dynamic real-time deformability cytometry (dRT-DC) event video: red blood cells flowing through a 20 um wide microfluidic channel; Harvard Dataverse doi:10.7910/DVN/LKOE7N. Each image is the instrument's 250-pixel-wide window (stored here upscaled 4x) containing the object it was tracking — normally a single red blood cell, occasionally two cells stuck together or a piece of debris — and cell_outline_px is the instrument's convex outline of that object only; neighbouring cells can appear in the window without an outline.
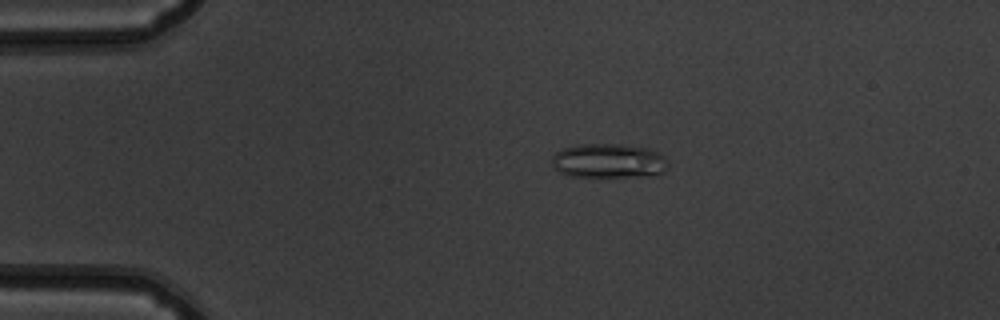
{"species": "common noctule bat (a hibernating species)", "species_latin": "Nyctalus noctula", "temperature_condition": "warm", "stored_images_in_passage": 51, "camera_frame_rate_fps": 3000, "um_per_image_px": 0.085, "animal": {"sex": "male", "body_mass_g": 19.5, "forearm_length_mm": 54.6}, "frame": {"image": 1, "passage_image": 10, "time_ms": 3.0, "image_size_px": [1000, 320], "cell_outline_px": [[668, 168], [664, 172], [632, 176], [572, 176], [560, 172], [552, 168], [552, 156], [556, 152], [564, 148], [576, 144], [620, 144], [648, 148], [660, 152], [668, 160]], "centroid_in_image_um": [51.72, 13.65], "position_along_channel_um": 33.3, "area_um2": 23.24}}
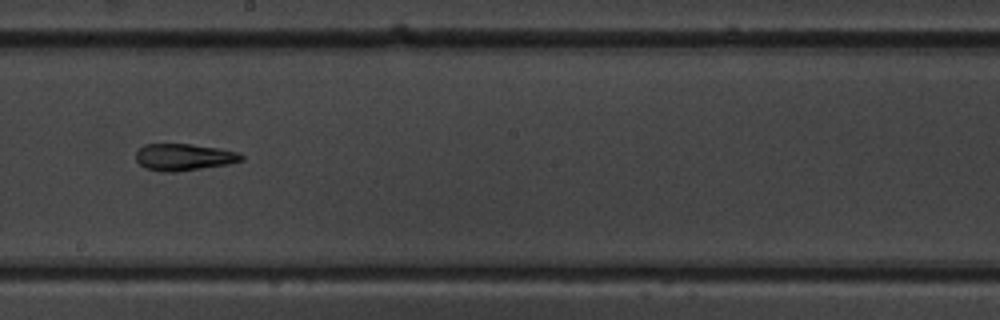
{"frame": {"image": 2, "passage_image": 29, "time_ms": 9.333, "image_size_px": [1000, 320], "cell_outline_px": [[244, 160], [228, 164], [176, 172], [164, 172], [144, 168], [136, 160], [136, 152], [144, 144], [192, 144], [240, 152], [244, 156]], "centroid_in_image_um": [15.63, 13.36], "position_along_channel_um": 232.6, "area_um2": 16.53}}
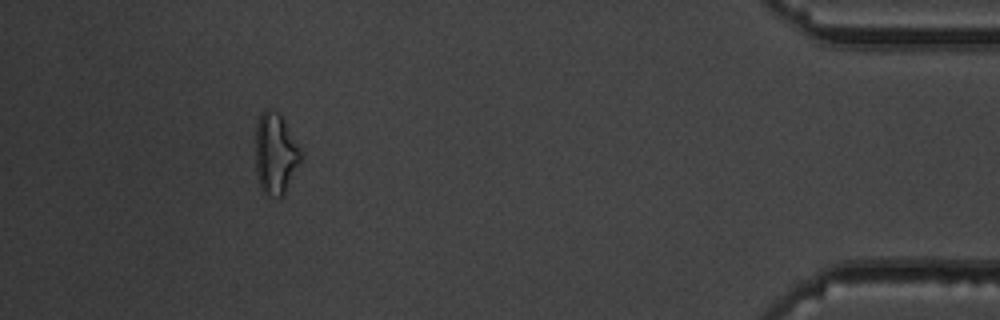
{"frame": {"image": 3, "passage_image": 47, "time_ms": 15.333, "image_size_px": [1000, 320], "cell_outline_px": [[300, 160], [284, 192], [280, 196], [268, 196], [264, 192], [256, 176], [256, 120], [260, 112], [264, 108], [268, 108], [276, 112], [284, 120], [300, 148]], "centroid_in_image_um": [23.37, 13.0], "position_along_channel_um": 411.8, "area_um2": 20.98}, "authors_computed_cell_mechanics": {"area_um2": 17.7446, "velocity_mm_per_s": 3.9206, "shape_relaxation_time_tau1_ms": null, "shape_relaxation_time_tau2_ms": 3.0638, "deformation_change_tau1": null, "deformation_change_tau2": 0.131}}